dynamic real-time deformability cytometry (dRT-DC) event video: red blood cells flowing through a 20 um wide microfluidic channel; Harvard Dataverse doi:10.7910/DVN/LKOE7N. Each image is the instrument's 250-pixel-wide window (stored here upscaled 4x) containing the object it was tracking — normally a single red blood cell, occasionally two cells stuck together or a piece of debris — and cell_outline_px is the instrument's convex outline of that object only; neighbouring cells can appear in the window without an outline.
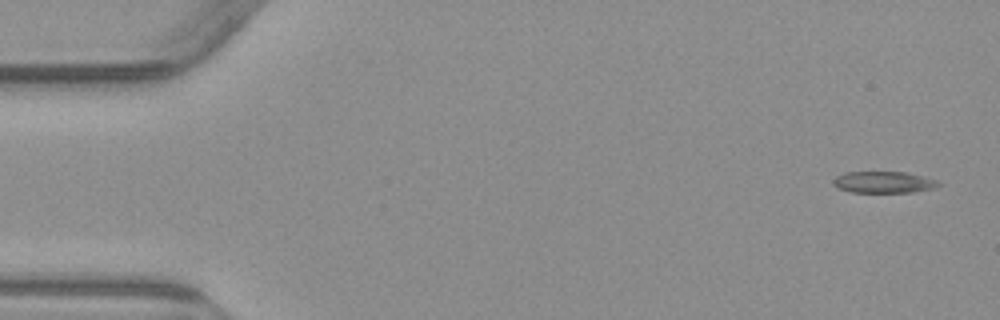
{"species": "common noctule bat (a hibernating species)", "species_latin": "Nyctalus noctula", "temperature_condition": "warm", "stored_images_in_passage": 5, "camera_frame_rate_fps": 3000, "um_per_image_px": 0.085, "animal": {"sex": "male", "body_mass_g": 23.1, "forearm_length_mm": 52.7}, "frame": {"image": 1, "passage_image": 1, "time_ms": 0.0, "image_size_px": [1000, 320], "cell_outline_px": [[944, 184], [936, 188], [912, 192], [852, 192], [836, 188], [832, 184], [832, 180], [836, 176], [844, 172], [908, 172], [940, 180]], "centroid_in_image_um": [75.16, 15.48], "position_along_channel_um": 9.8, "area_um2": 13.58}}
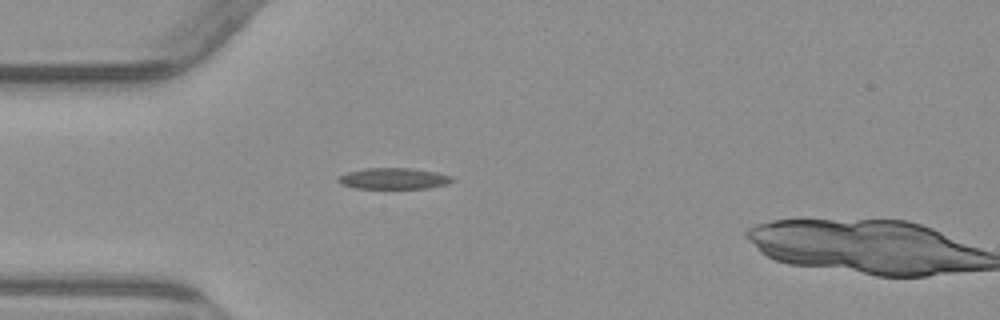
{"frame": {"image": 2, "passage_image": 4, "time_ms": 4.333, "image_size_px": [1000, 320], "cell_outline_px": [[456, 180], [448, 184], [428, 188], [356, 188], [340, 184], [336, 180], [340, 176], [348, 172], [368, 168], [412, 168], [436, 172], [452, 176]], "centroid_in_image_um": [33.5, 15.18], "position_along_channel_um": 51.5, "area_um2": 14.05}}